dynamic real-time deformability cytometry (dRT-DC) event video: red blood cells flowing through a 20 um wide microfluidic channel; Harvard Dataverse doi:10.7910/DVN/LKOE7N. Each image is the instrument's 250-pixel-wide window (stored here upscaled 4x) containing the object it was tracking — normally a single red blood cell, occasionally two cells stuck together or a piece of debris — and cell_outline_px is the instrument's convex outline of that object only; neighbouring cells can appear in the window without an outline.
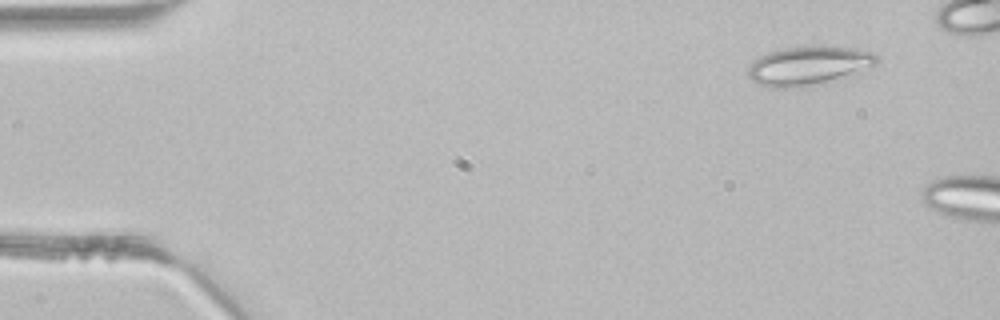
{"species": "common noctule bat (a hibernating species)", "species_latin": "Nyctalus noctula", "temperature_condition": "room temperature", "stored_images_in_passage": 2, "camera_frame_rate_fps": 3000, "um_per_image_px": 0.085, "animal": {"sex": "male", "body_mass_g": 21.5, "forearm_length_mm": 52.0}, "frame": {"image": 1, "passage_image": 1, "time_ms": 0.0, "image_size_px": [1000, 320], "cell_outline_px": [[880, 60], [876, 64], [824, 84], [784, 88], [772, 88], [756, 84], [748, 76], [748, 68], [760, 56], [768, 52], [784, 48], [820, 44], [836, 44], [872, 52]], "centroid_in_image_um": [68.74, 5.55], "position_along_channel_um": 16.3, "area_um2": 29.59}}